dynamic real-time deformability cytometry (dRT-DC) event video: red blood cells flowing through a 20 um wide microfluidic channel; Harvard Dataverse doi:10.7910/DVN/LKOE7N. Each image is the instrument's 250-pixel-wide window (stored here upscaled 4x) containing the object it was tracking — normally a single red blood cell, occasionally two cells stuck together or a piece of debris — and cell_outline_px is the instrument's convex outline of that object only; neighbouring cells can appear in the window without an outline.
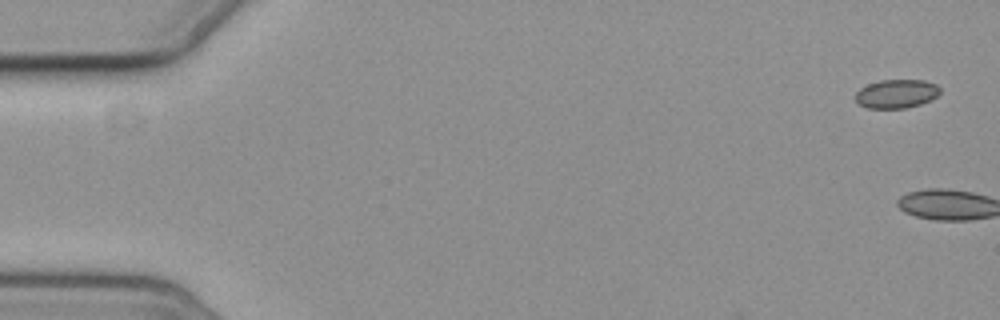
{"species": "common noctule bat (a hibernating species)", "species_latin": "Nyctalus noctula", "temperature_condition": "cold", "stored_images_in_passage": 6, "camera_frame_rate_fps": 3000, "um_per_image_px": 0.085, "animal": {"sex": "female", "body_mass_g": 19.3, "forearm_length_mm": 54.1}, "frame": {"image": 1, "passage_image": 1, "time_ms": 0.0, "image_size_px": [1000, 320], "cell_outline_px": [[940, 92], [932, 100], [920, 104], [904, 108], [868, 108], [860, 104], [856, 100], [856, 92], [860, 88], [868, 84], [880, 80], [924, 80], [936, 84], [940, 88]], "centroid_in_image_um": [76.21, 7.96], "position_along_channel_um": 8.8, "area_um2": 14.1}}